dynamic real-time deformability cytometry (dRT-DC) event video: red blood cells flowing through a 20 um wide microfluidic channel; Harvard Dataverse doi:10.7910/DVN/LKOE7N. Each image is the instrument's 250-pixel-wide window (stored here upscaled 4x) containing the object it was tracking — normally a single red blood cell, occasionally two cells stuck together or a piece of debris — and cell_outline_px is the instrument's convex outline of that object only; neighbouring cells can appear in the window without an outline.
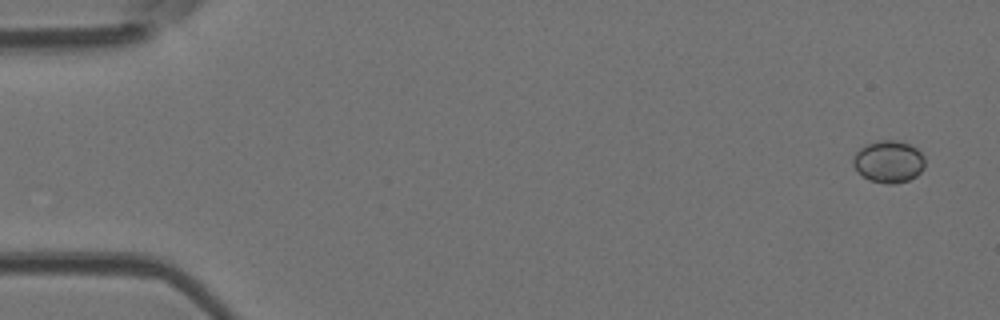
{"species": "Egyptian fruit bat (a non-hibernating species)", "species_latin": "Rousettus aegyptiacus", "temperature_condition": "room temperature", "stored_images_in_passage": 5, "camera_frame_rate_fps": 3000, "um_per_image_px": 0.085, "animal": {"sex": "female"}, "frame": {"image": 1, "passage_image": 1, "time_ms": 0.0, "image_size_px": [1000, 320], "cell_outline_px": [[924, 168], [916, 176], [908, 180], [896, 184], [888, 184], [868, 180], [852, 164], [852, 160], [856, 152], [860, 148], [868, 144], [880, 140], [896, 140], [912, 144], [924, 156]], "centroid_in_image_um": [75.56, 13.73], "position_along_channel_um": 9.4, "area_um2": 17.63}}
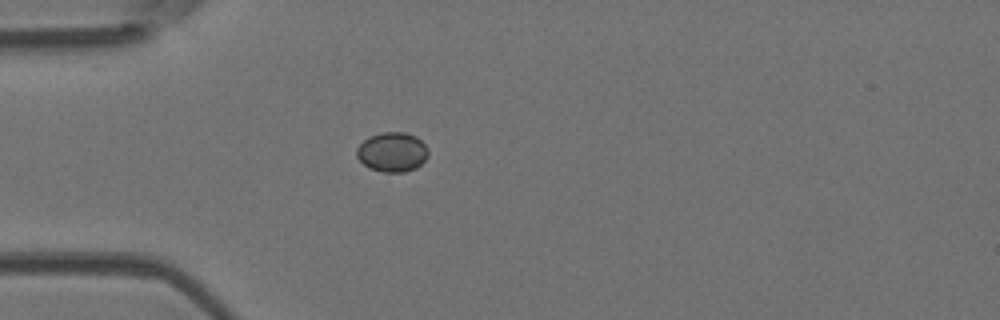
{"frame": {"image": 2, "passage_image": 4, "time_ms": 4.333, "image_size_px": [1000, 320], "cell_outline_px": [[428, 156], [416, 168], [404, 172], [384, 172], [372, 168], [364, 164], [356, 156], [356, 148], [364, 140], [380, 132], [404, 132], [416, 136], [428, 148]], "centroid_in_image_um": [33.35, 12.91], "position_along_channel_um": 51.7, "area_um2": 16.36}}